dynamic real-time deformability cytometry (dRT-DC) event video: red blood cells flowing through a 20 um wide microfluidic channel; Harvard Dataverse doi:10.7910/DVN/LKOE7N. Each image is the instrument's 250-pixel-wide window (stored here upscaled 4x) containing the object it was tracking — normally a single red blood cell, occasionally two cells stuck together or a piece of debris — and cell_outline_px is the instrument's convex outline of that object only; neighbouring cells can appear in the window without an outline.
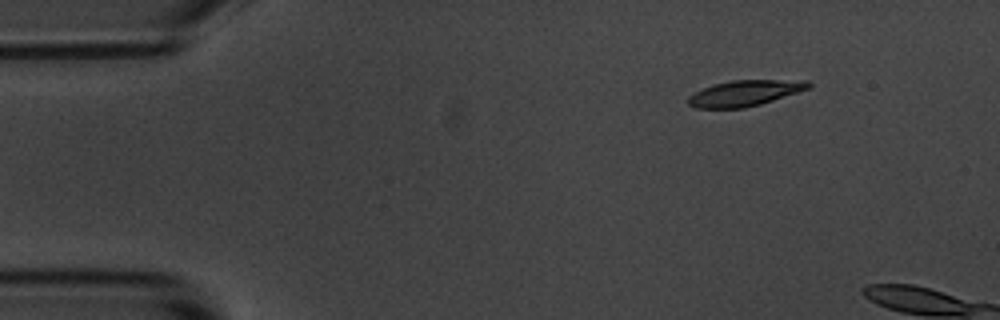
{"species": "common noctule bat (a hibernating species)", "species_latin": "Nyctalus noctula", "temperature_condition": "room temperature", "stored_images_in_passage": 10, "camera_frame_rate_fps": 3000, "um_per_image_px": 0.085, "animal": {"sex": "male", "body_mass_g": 20.1, "forearm_length_mm": 53.5}, "frame": {"image": 1, "passage_image": 1, "time_ms": 0.0, "image_size_px": [1000, 320], "cell_outline_px": [[812, 84], [808, 88], [760, 104], [744, 108], [696, 108], [688, 104], [688, 96], [704, 88], [716, 84], [732, 80], [808, 80]], "centroid_in_image_um": [63.29, 7.91], "position_along_channel_um": 21.7, "area_um2": 17.74}}
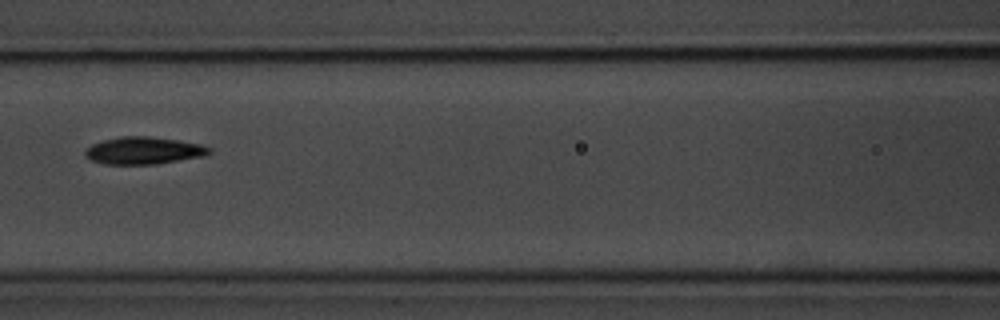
{"frame": {"image": 2, "passage_image": 6, "time_ms": 5.667, "image_size_px": [1000, 320], "cell_outline_px": [[212, 152], [204, 156], [156, 164], [104, 164], [92, 160], [84, 156], [84, 152], [92, 144], [104, 140], [120, 136], [148, 136], [176, 140], [200, 144], [212, 148]], "centroid_in_image_um": [12.22, 12.8], "position_along_channel_um": 154.4, "area_um2": 19.65}}
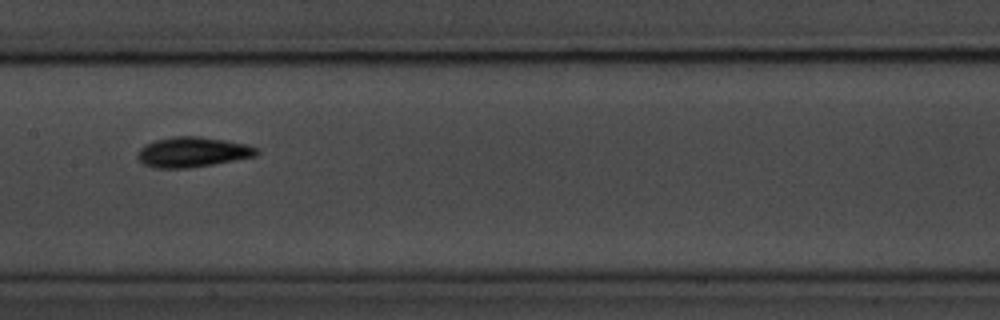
{"frame": {"image": 3, "passage_image": 7, "time_ms": 6.667, "image_size_px": [1000, 320], "cell_outline_px": [[260, 152], [256, 156], [212, 164], [188, 168], [156, 168], [144, 164], [136, 156], [140, 148], [156, 140], [172, 136], [196, 136], [224, 140], [248, 144], [256, 148]], "centroid_in_image_um": [16.37, 12.92], "position_along_channel_um": 191.0, "area_um2": 20.69}}